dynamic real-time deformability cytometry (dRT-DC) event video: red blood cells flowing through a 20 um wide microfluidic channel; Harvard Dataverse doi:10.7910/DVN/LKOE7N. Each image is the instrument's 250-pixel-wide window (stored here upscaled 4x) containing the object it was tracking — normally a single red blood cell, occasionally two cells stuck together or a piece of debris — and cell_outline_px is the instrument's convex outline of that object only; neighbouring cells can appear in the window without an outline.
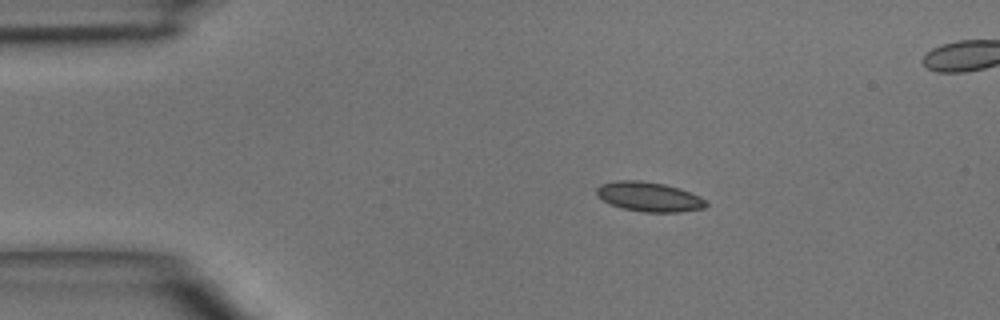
{"species": "common noctule bat (a hibernating species)", "species_latin": "Nyctalus noctula", "temperature_condition": "room temperature", "stored_images_in_passage": 3, "camera_frame_rate_fps": 3000, "um_per_image_px": 0.085, "animal": {"sex": "male", "body_mass_g": 15.6}, "frame": {"image": 1, "passage_image": 1, "time_ms": 0.0, "image_size_px": [1000, 320], "cell_outline_px": [[708, 204], [704, 208], [680, 212], [644, 212], [624, 208], [612, 204], [596, 196], [596, 188], [600, 184], [616, 180], [640, 180], [664, 184], [680, 188], [700, 196]], "centroid_in_image_um": [55.16, 16.71], "position_along_channel_um": 29.8, "area_um2": 18.84}}